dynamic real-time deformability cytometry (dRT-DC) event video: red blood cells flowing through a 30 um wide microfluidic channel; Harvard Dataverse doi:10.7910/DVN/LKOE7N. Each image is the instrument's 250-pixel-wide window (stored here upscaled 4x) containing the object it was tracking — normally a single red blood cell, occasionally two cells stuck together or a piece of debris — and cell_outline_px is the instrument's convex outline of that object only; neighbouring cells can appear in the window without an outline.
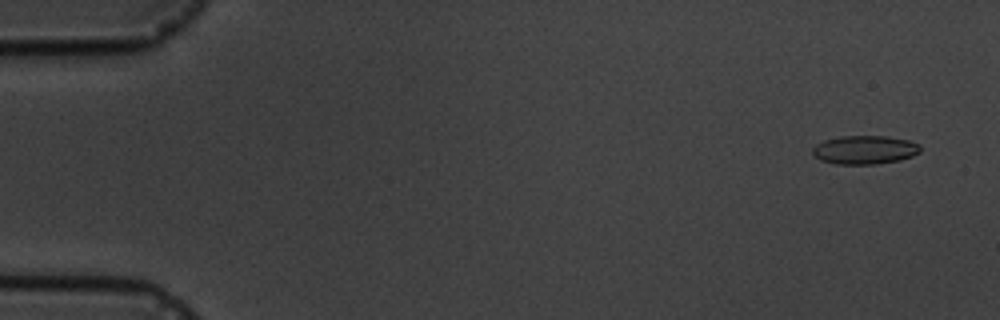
{"species": "common noctule bat (a hibernating species)", "species_latin": "Nyctalus noctula", "temperature_condition": "cold", "stored_images_in_passage": 5, "camera_frame_rate_fps": 3000, "um_per_image_px": 0.085, "animal": {"sex": "male", "body_mass_g": 19.5, "forearm_length_mm": 54.6}, "frame": {"image": 1, "passage_image": 1, "time_ms": 0.0, "image_size_px": [1000, 320], "cell_outline_px": [[920, 152], [912, 156], [900, 160], [876, 164], [836, 164], [820, 160], [812, 152], [812, 148], [816, 144], [824, 140], [840, 136], [888, 136], [908, 140], [920, 144]], "centroid_in_image_um": [73.51, 12.73], "position_along_channel_um": 11.5, "area_um2": 18.03}}
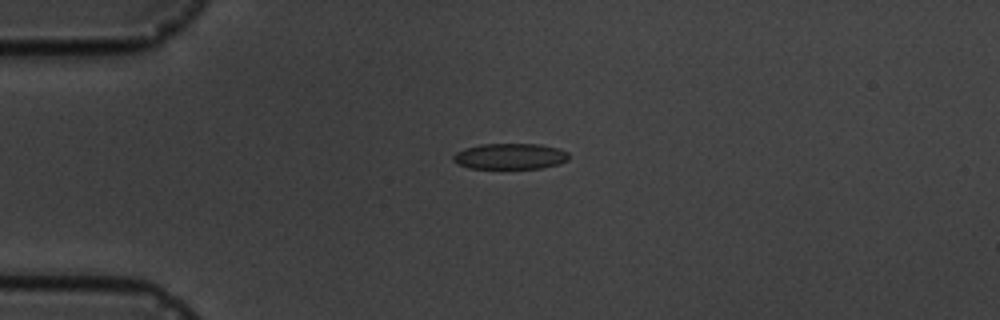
{"frame": {"image": 2, "passage_image": 4, "time_ms": 3.667, "image_size_px": [1000, 320], "cell_outline_px": [[568, 160], [560, 164], [540, 168], [468, 168], [456, 164], [452, 160], [452, 156], [456, 152], [464, 148], [480, 144], [540, 144], [560, 148], [568, 152]], "centroid_in_image_um": [43.34, 13.28], "position_along_channel_um": 41.7, "area_um2": 17.63}}